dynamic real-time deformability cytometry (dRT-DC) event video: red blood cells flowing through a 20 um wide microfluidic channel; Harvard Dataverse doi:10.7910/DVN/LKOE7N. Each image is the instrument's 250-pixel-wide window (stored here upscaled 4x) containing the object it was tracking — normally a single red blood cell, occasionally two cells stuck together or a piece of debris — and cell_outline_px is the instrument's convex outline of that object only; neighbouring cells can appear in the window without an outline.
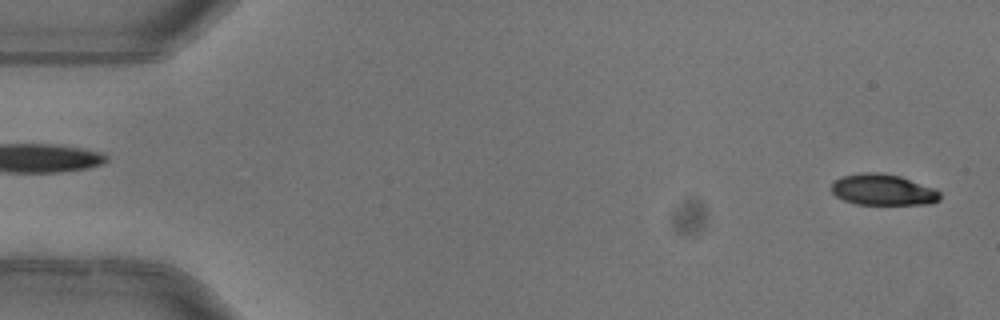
{"species": "common noctule bat (a hibernating species)", "species_latin": "Nyctalus noctula", "temperature_condition": "warm", "stored_images_in_passage": 5, "segment_of_instrument_passage": [2, 2], "camera_frame_rate_fps": 3000, "um_per_image_px": 0.085, "animal": {"sex": "female"}, "frame": {"image": 1, "passage_image": 5, "time_ms": 1.333, "image_size_px": [1000, 320], "cell_outline_px": [[940, 200], [932, 204], [856, 204], [844, 200], [836, 196], [832, 192], [832, 184], [840, 176], [860, 172], [880, 172], [900, 176], [936, 188], [940, 192]], "centroid_in_image_um": [75.07, 16.12], "position_along_channel_um": 9.9, "area_um2": 19.88}}